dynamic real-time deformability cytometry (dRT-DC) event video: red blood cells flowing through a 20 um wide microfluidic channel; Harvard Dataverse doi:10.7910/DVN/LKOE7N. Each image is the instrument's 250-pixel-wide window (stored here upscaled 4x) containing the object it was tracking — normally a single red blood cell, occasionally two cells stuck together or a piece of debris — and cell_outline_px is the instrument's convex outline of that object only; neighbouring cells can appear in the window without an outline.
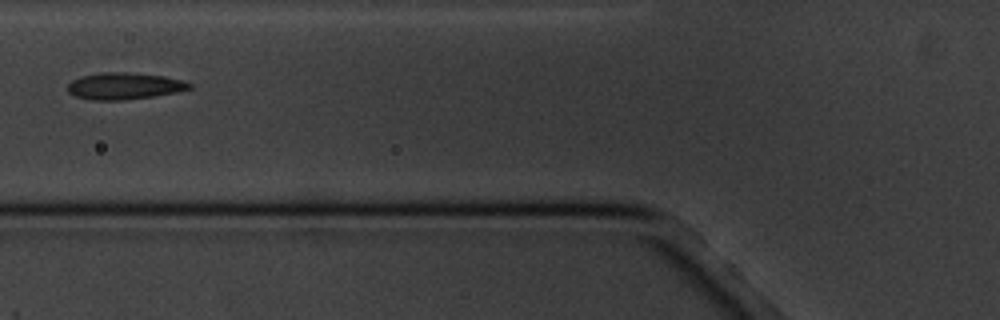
{"species": "common noctule bat (a hibernating species)", "species_latin": "Nyctalus noctula", "temperature_condition": "cold", "stored_images_in_passage": 15, "camera_frame_rate_fps": 3000, "um_per_image_px": 0.085, "animal": {"sex": "male", "body_mass_g": 20.1, "forearm_length_mm": 53.5}, "frame": {"image": 1, "passage_image": 6, "time_ms": 5.667, "image_size_px": [1000, 320], "cell_outline_px": [[192, 88], [176, 92], [152, 96], [124, 100], [88, 100], [76, 96], [68, 92], [68, 84], [72, 80], [80, 76], [100, 72], [128, 72], [164, 76], [184, 80], [192, 84]], "centroid_in_image_um": [10.55, 7.3], "position_along_channel_um": 115.2, "area_um2": 19.07}}
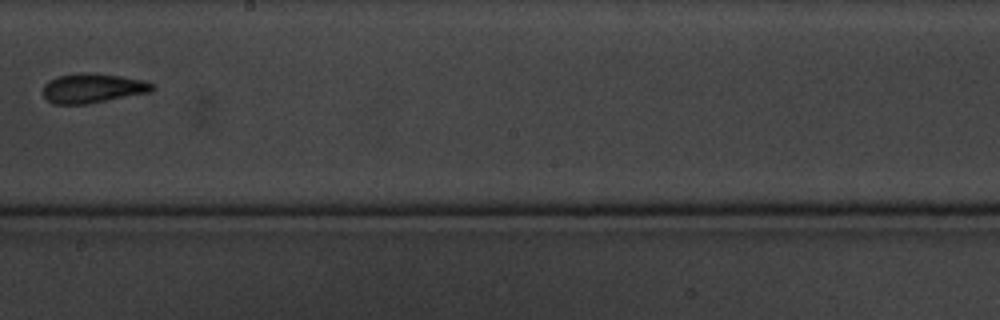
{"frame": {"image": 2, "passage_image": 9, "time_ms": 9.333, "image_size_px": [1000, 320], "cell_outline_px": [[156, 88], [152, 92], [84, 104], [52, 104], [44, 96], [44, 84], [48, 80], [56, 76], [80, 72], [92, 72], [120, 76], [144, 80], [156, 84]], "centroid_in_image_um": [7.9, 7.48], "position_along_channel_um": 240.3, "area_um2": 19.02}}
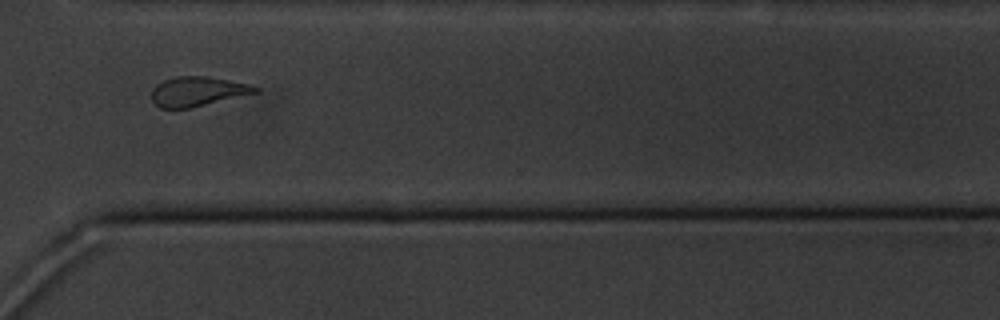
{"frame": {"image": 3, "passage_image": 12, "time_ms": 12.667, "image_size_px": [1000, 320], "cell_outline_px": [[260, 92], [188, 108], [160, 108], [152, 100], [152, 88], [156, 84], [164, 80], [176, 76], [208, 76], [248, 84], [260, 88]], "centroid_in_image_um": [16.79, 7.76], "position_along_channel_um": 353.8, "area_um2": 17.74}, "authors_computed_cell_mechanics": {"area_um2": 19.3052, "velocity_mm_per_s": 3.3961, "shape_relaxation_time_tau1_ms": 2.1018, "shape_relaxation_time_tau2_ms": 4.0203, "deformation_change_tau1": 0.1994, "deformation_change_tau2": 0.1329}}